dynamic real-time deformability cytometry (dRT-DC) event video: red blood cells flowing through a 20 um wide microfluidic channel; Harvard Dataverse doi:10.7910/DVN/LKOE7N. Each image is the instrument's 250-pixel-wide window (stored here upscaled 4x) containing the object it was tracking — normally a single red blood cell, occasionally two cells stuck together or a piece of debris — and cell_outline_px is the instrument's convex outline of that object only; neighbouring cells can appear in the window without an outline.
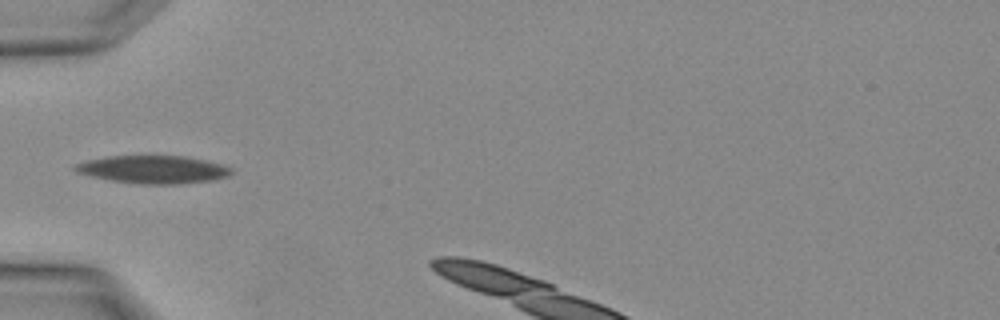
{"species": "Egyptian fruit bat (a non-hibernating species)", "species_latin": "Rousettus aegyptiacus", "temperature_condition": "warm", "stored_images_in_passage": 3, "camera_frame_rate_fps": 3000, "um_per_image_px": 0.085, "animal": {"sex": "female"}, "frame": {"image": 1, "passage_image": 2, "time_ms": 0.333, "image_size_px": [1000, 320], "cell_outline_px": [[232, 172], [228, 176], [212, 180], [180, 184], [140, 184], [112, 180], [92, 176], [76, 172], [72, 168], [76, 164], [88, 160], [108, 156], [184, 156], [204, 160], [220, 164], [232, 168]], "centroid_in_image_um": [13.02, 14.41], "position_along_channel_um": 72.0, "area_um2": 25.14}}